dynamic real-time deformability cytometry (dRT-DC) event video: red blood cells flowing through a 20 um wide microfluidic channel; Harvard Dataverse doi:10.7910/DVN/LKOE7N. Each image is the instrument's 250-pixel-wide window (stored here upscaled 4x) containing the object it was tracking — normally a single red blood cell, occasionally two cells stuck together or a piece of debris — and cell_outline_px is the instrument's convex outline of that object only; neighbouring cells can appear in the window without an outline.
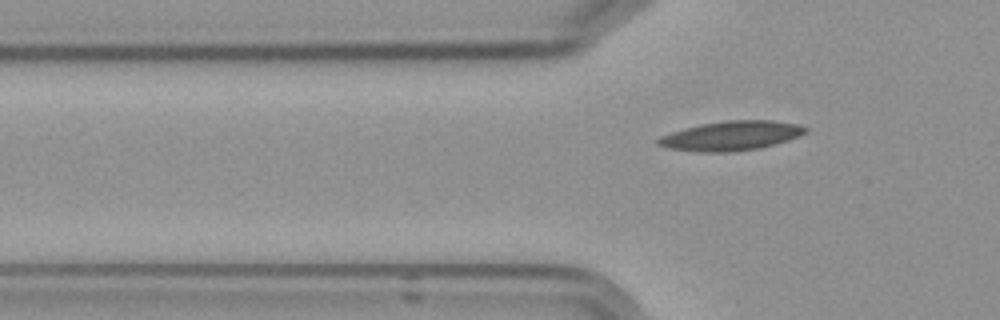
{"species": "Egyptian fruit bat (a non-hibernating species)", "species_latin": "Rousettus aegyptiacus", "temperature_condition": "cold", "stored_images_in_passage": 5, "camera_frame_rate_fps": 3000, "um_per_image_px": 0.085, "frame": {"image": 1, "passage_image": 5, "time_ms": 5.333, "image_size_px": [1000, 320], "cell_outline_px": [[808, 132], [800, 136], [776, 144], [760, 148], [732, 152], [700, 152], [668, 148], [656, 144], [656, 140], [660, 136], [684, 128], [700, 124], [728, 120], [772, 120], [800, 124], [808, 128]], "centroid_in_image_um": [62.18, 11.54], "position_along_channel_um": 63.6, "area_um2": 25.49}}